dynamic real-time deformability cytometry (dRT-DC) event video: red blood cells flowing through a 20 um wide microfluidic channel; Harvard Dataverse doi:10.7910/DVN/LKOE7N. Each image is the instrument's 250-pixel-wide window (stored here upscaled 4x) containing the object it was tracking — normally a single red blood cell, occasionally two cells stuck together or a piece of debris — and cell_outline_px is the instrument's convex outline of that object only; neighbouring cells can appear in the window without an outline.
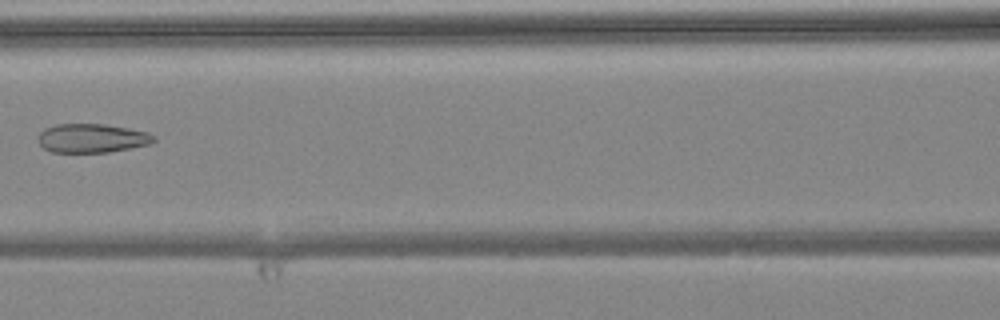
{"species": "common noctule bat (a hibernating species)", "species_latin": "Nyctalus noctula", "temperature_condition": "warm", "stored_images_in_passage": 6, "camera_frame_rate_fps": 3000, "um_per_image_px": 0.085, "animal": {"sex": "female", "body_mass_g": 24.6, "forearm_length_mm": 56.2}, "frame": {"image": 1, "passage_image": 5, "time_ms": 1.333, "image_size_px": [1000, 320], "cell_outline_px": [[156, 140], [148, 144], [108, 152], [52, 152], [44, 148], [36, 140], [36, 136], [44, 128], [56, 124], [104, 124], [128, 128], [148, 132], [156, 136]], "centroid_in_image_um": [7.77, 11.74], "position_along_channel_um": 158.8, "area_um2": 19.54}}
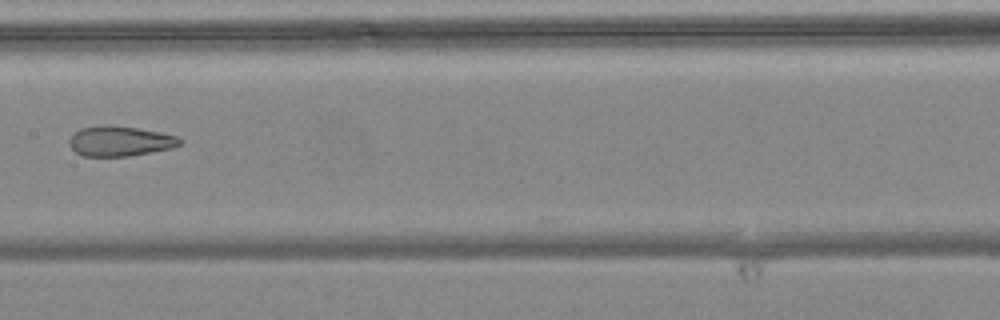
{"frame": {"image": 2, "passage_image": 6, "time_ms": 1.667, "image_size_px": [1000, 320], "cell_outline_px": [[184, 140], [180, 144], [172, 148], [128, 156], [84, 156], [76, 152], [68, 144], [68, 140], [80, 128], [104, 124], [112, 124], [136, 128], [176, 136]], "centroid_in_image_um": [10.17, 11.99], "position_along_channel_um": 197.2, "area_um2": 19.31}}